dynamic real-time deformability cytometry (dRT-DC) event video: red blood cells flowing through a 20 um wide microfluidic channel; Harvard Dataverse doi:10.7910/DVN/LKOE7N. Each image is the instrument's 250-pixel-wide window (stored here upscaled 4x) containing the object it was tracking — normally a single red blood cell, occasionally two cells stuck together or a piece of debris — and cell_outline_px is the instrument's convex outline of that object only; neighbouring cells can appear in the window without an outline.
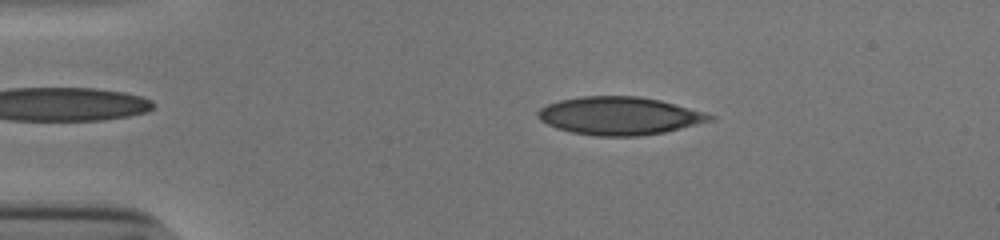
{"species": "human", "species_latin": "Homo sapiens", "temperature_condition": "cold", "stored_images_in_passage": 51, "camera_frame_rate_fps": 3000, "um_per_image_px": 0.085, "donor": {"sex": "male"}, "frame": {"image": 1, "passage_image": 9, "time_ms": 2.667, "image_size_px": [1000, 240], "cell_outline_px": [[716, 120], [664, 132], [640, 136], [596, 136], [572, 132], [556, 128], [540, 120], [536, 116], [536, 112], [540, 108], [548, 104], [560, 100], [580, 96], [640, 96], [660, 100], [704, 112], [716, 116]], "centroid_in_image_um": [52.66, 9.84], "position_along_channel_um": 32.3, "area_um2": 38.15}}
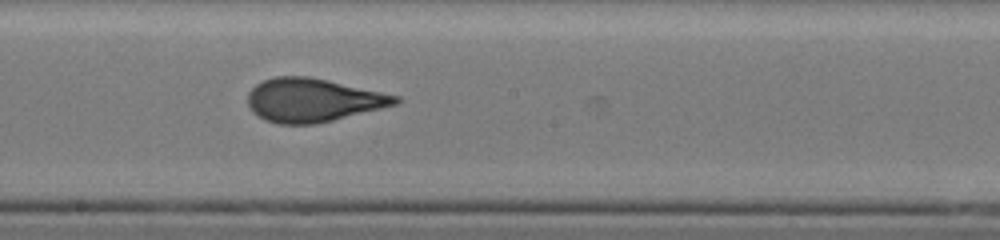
{"frame": {"image": 2, "passage_image": 28, "time_ms": 9.0, "image_size_px": [1000, 240], "cell_outline_px": [[400, 100], [396, 104], [316, 124], [280, 124], [264, 120], [252, 112], [248, 104], [248, 92], [256, 84], [264, 80], [276, 76], [308, 76], [328, 80], [400, 96]], "centroid_in_image_um": [26.55, 8.51], "position_along_channel_um": 221.6, "area_um2": 37.17}}
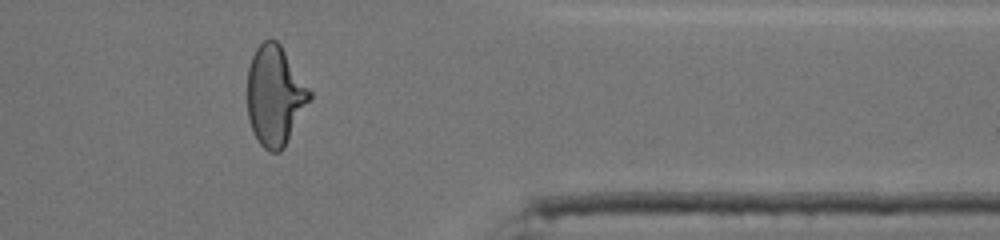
{"frame": {"image": 3, "passage_image": 42, "time_ms": 13.667, "image_size_px": [1000, 240], "cell_outline_px": [[312, 96], [284, 148], [280, 152], [268, 152], [256, 140], [252, 132], [248, 120], [248, 68], [252, 56], [256, 48], [264, 40], [276, 40], [280, 44], [312, 92]], "centroid_in_image_um": [23.36, 8.16], "position_along_channel_um": 388.0, "area_um2": 36.18}, "authors_computed_cell_mechanics": {"area_um2": 37.4544, "velocity_mm_per_s": 3.87, "shape_relaxation_time_tau1_ms": 8.8155, "shape_relaxation_time_tau2_ms": 0.6993, "deformation_change_tau1": 0.2653, "deformation_change_tau2": 0.0692}}